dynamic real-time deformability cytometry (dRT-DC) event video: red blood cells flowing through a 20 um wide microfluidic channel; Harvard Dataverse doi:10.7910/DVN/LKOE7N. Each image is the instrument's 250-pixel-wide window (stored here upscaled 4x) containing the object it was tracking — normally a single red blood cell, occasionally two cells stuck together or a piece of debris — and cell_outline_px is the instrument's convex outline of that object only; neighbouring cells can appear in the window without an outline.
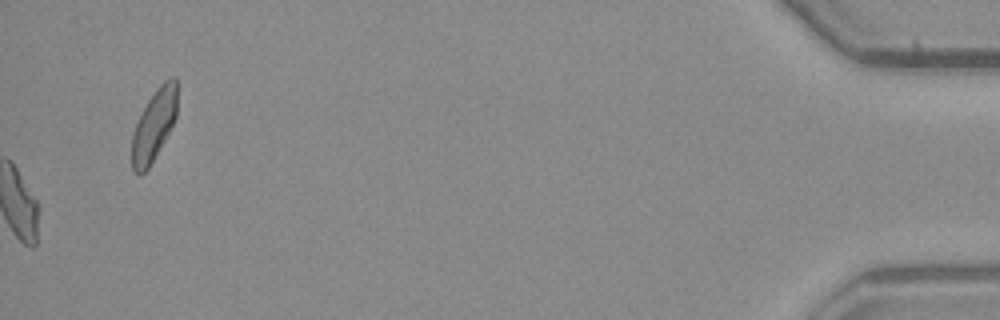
{"species": "common noctule bat (a hibernating species)", "species_latin": "Nyctalus noctula", "temperature_condition": "warm", "stored_images_in_passage": 56, "camera_frame_rate_fps": 3000, "um_per_image_px": 0.085, "animal": {"sex": "male", "body_mass_g": 23.1, "forearm_length_mm": 52.7}, "frame": {"image": 1, "passage_image": 56, "time_ms": 18.333, "image_size_px": [1000, 320], "cell_outline_px": [[176, 116], [164, 140], [148, 168], [140, 176], [132, 172], [132, 132], [148, 100], [156, 88], [164, 80], [172, 76], [176, 76]], "centroid_in_image_um": [13.06, 10.64], "position_along_channel_um": 422.1, "area_um2": 18.5}, "authors_computed_cell_mechanics": {"area_um2": 18.6405, "velocity_mm_per_s": 3.7276, "shape_relaxation_time_tau1_ms": null, "shape_relaxation_time_tau2_ms": 9.0229, "deformation_change_tau1": null, "deformation_change_tau2": 0.1553}}